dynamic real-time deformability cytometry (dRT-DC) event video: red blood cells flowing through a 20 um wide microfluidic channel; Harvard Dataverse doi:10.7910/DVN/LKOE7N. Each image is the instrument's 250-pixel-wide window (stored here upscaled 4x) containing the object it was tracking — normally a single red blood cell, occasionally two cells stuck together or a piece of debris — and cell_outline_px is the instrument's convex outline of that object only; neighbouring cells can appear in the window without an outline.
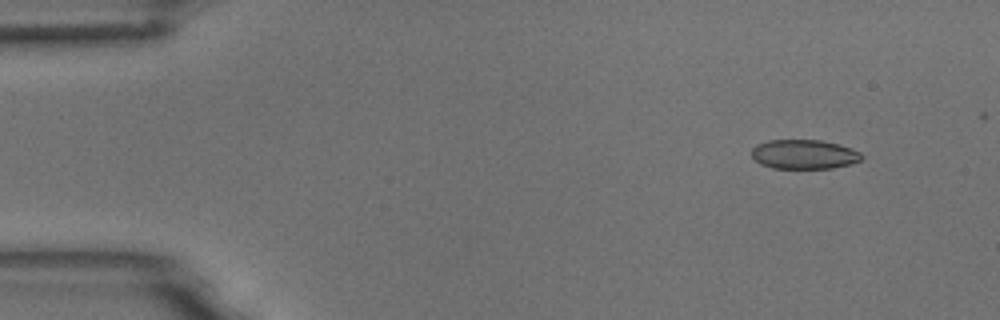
{"species": "common noctule bat (a hibernating species)", "species_latin": "Nyctalus noctula", "temperature_condition": "room temperature", "stored_images_in_passage": 5, "camera_frame_rate_fps": 3000, "um_per_image_px": 0.085, "animal": {"sex": "male", "body_mass_g": 18.8}, "frame": {"image": 1, "passage_image": 2, "time_ms": 0.333, "image_size_px": [1000, 320], "cell_outline_px": [[864, 156], [860, 160], [852, 164], [832, 168], [772, 168], [760, 164], [752, 156], [752, 148], [756, 144], [768, 140], [820, 140], [836, 144], [860, 152]], "centroid_in_image_um": [68.32, 13.12], "position_along_channel_um": 16.7, "area_um2": 18.73}}
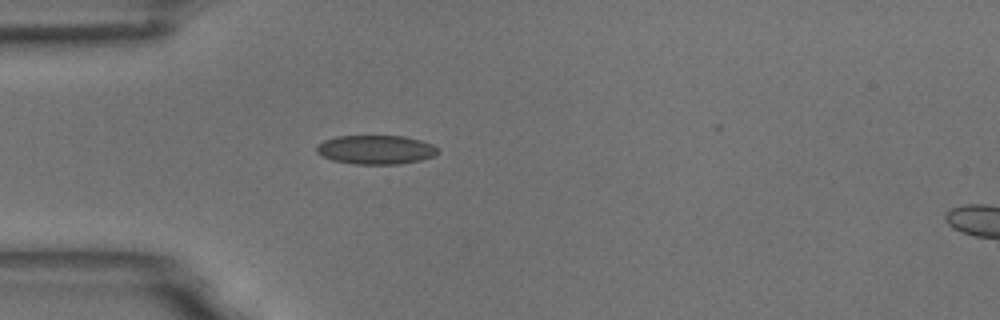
{"frame": {"image": 2, "passage_image": 5, "time_ms": 1.333, "image_size_px": [1000, 320], "cell_outline_px": [[440, 152], [436, 156], [420, 160], [400, 164], [356, 164], [332, 160], [316, 152], [316, 148], [324, 140], [336, 136], [404, 136], [420, 140], [432, 144]], "centroid_in_image_um": [31.98, 12.72], "position_along_channel_um": 53.0, "area_um2": 20.46}}